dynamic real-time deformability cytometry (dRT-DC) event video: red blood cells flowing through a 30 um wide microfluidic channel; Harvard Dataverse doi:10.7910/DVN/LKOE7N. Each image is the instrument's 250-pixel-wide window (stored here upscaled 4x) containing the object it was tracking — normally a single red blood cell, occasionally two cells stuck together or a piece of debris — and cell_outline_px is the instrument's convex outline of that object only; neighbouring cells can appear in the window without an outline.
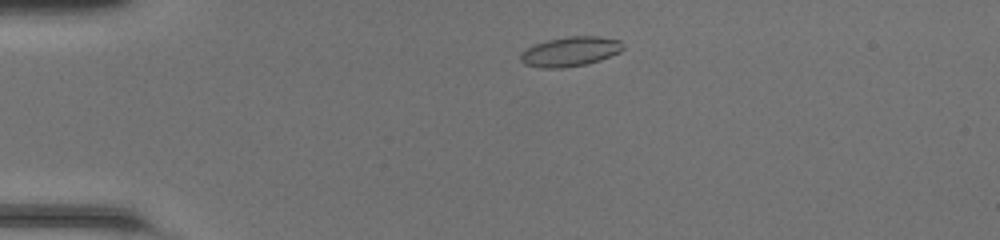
{"species": "common noctule bat (a hibernating species)", "species_latin": "Nyctalus noctula", "temperature_condition": "room temperature", "stored_images_in_passage": 42, "camera_frame_rate_fps": 3000, "um_per_image_px": 0.085, "animal": {"sex": "female", "body_mass_g": 20.0, "forearm_length_mm": 54.0}, "frame": {"image": 1, "passage_image": 5, "time_ms": 1.333, "image_size_px": [1000, 240], "cell_outline_px": [[624, 48], [620, 52], [600, 60], [588, 64], [564, 68], [540, 68], [524, 64], [520, 60], [520, 52], [536, 44], [548, 40], [568, 36], [596, 36], [620, 40], [624, 44]], "centroid_in_image_um": [48.48, 4.39], "position_along_channel_um": 36.5, "area_um2": 17.8}}
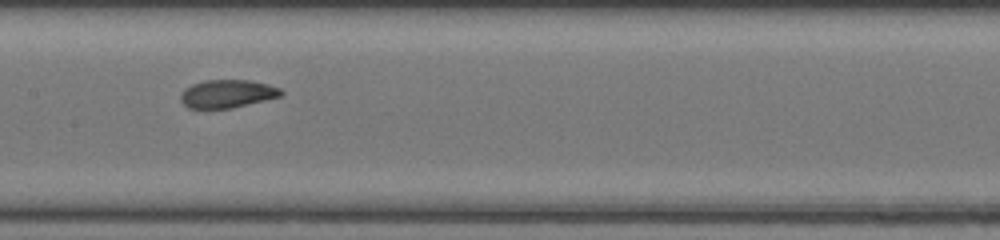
{"frame": {"image": 2, "passage_image": 19, "time_ms": 6.0, "image_size_px": [1000, 240], "cell_outline_px": [[284, 92], [280, 96], [232, 108], [188, 108], [180, 100], [180, 92], [184, 88], [192, 84], [204, 80], [248, 80], [268, 84], [280, 88]], "centroid_in_image_um": [19.28, 7.96], "position_along_channel_um": 188.1, "area_um2": 16.42}}
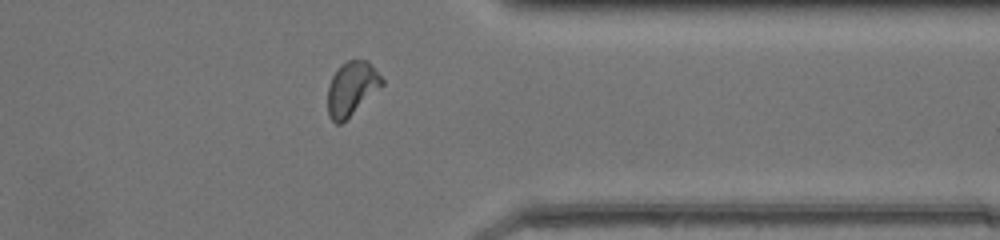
{"frame": {"image": 3, "passage_image": 33, "time_ms": 10.667, "image_size_px": [1000, 240], "cell_outline_px": [[384, 84], [340, 124], [336, 124], [328, 116], [328, 88], [332, 76], [340, 64], [348, 60], [368, 60], [384, 80]], "centroid_in_image_um": [29.88, 7.5], "position_along_channel_um": 381.5, "area_um2": 16.82}, "authors_computed_cell_mechanics": {"area_um2": 16.8198, "velocity_mm_per_s": 4.2926, "shape_relaxation_time_tau1_ms": 2.9946, "shape_relaxation_time_tau2_ms": 1.1777, "deformation_change_tau1": 0.1306, "deformation_change_tau2": 0.0662}}